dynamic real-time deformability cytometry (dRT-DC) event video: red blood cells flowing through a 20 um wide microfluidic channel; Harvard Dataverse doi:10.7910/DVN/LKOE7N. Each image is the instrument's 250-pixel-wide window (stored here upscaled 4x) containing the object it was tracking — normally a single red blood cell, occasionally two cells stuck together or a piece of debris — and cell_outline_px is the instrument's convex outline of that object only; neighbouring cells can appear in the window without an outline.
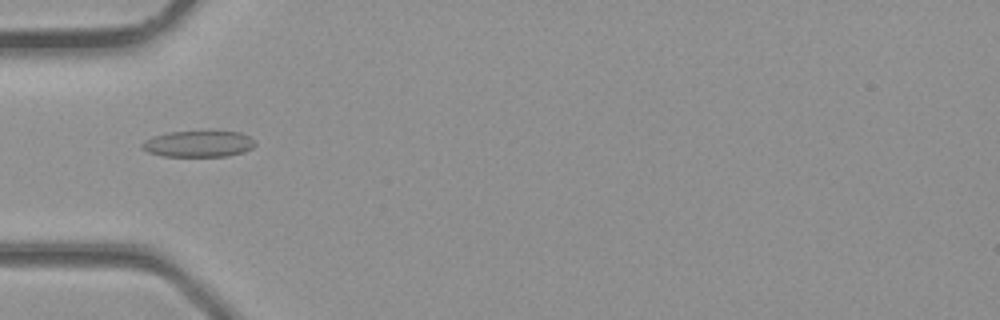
{"species": "common noctule bat (a hibernating species)", "species_latin": "Nyctalus noctula", "temperature_condition": "room temperature", "stored_images_in_passage": 3, "camera_frame_rate_fps": 3000, "um_per_image_px": 0.085, "animal": {"sex": "male", "body_mass_g": 23.1, "forearm_length_mm": 52.7}, "frame": {"image": 1, "passage_image": 3, "time_ms": 0.667, "image_size_px": [1000, 320], "cell_outline_px": [[256, 144], [252, 148], [244, 152], [228, 156], [160, 156], [148, 152], [140, 148], [140, 144], [144, 140], [152, 136], [168, 132], [240, 132], [256, 140]], "centroid_in_image_um": [16.84, 12.24], "position_along_channel_um": 68.2, "area_um2": 17.4}}